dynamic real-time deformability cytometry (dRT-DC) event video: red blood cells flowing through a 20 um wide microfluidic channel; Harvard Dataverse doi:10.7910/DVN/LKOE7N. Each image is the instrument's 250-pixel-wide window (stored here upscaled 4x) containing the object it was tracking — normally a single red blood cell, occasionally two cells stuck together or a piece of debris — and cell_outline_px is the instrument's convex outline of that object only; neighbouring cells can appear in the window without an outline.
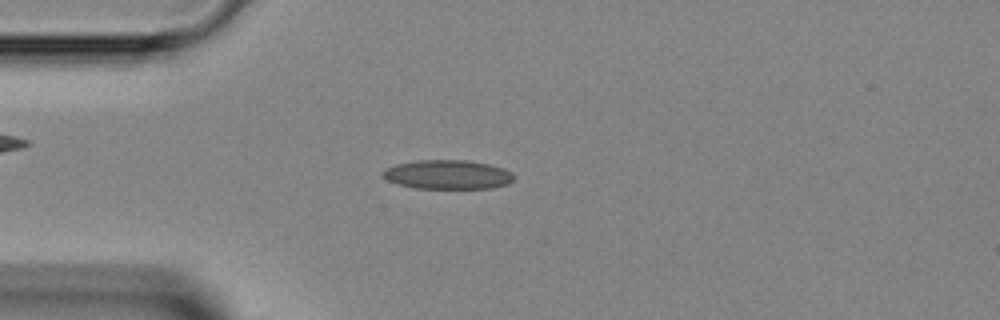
{"species": "Egyptian fruit bat (a non-hibernating species)", "species_latin": "Rousettus aegyptiacus", "temperature_condition": "room temperature", "stored_images_in_passage": 45, "camera_frame_rate_fps": 3000, "um_per_image_px": 0.085, "animal": {"sex": "female"}, "frame": {"image": 1, "passage_image": 11, "time_ms": 3.333, "image_size_px": [1000, 320], "cell_outline_px": [[512, 180], [508, 184], [492, 188], [416, 188], [396, 184], [388, 180], [380, 172], [384, 168], [396, 164], [416, 160], [468, 160], [488, 164], [504, 168], [512, 172]], "centroid_in_image_um": [38.02, 14.83], "position_along_channel_um": 47.0, "area_um2": 22.31}}
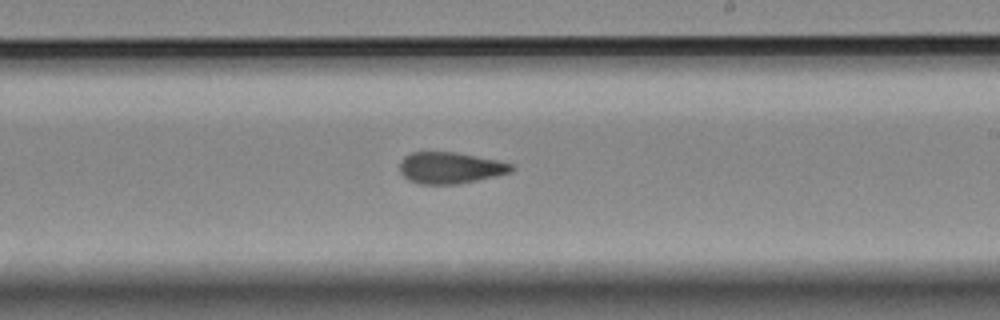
{"frame": {"image": 2, "passage_image": 26, "time_ms": 8.333, "image_size_px": [1000, 320], "cell_outline_px": [[516, 168], [512, 172], [496, 176], [456, 184], [420, 184], [408, 180], [400, 172], [400, 160], [404, 156], [412, 152], [456, 152], [496, 160], [512, 164]], "centroid_in_image_um": [38.26, 14.26], "position_along_channel_um": 250.7, "area_um2": 20.46}}
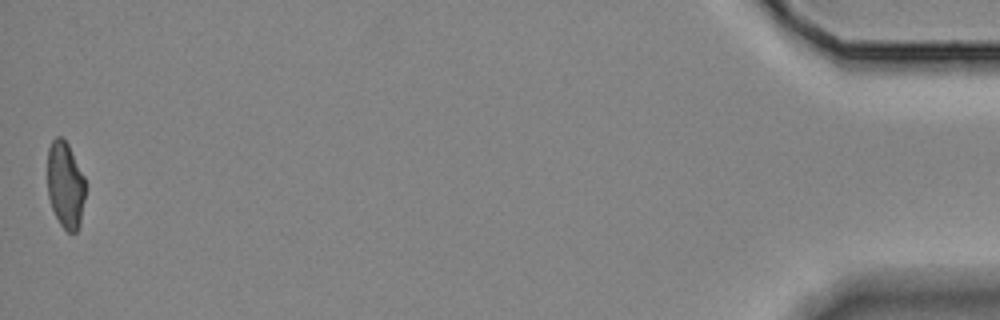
{"frame": {"image": 3, "passage_image": 45, "time_ms": 14.667, "image_size_px": [1000, 320], "cell_outline_px": [[88, 184], [80, 224], [76, 232], [68, 232], [60, 224], [52, 208], [48, 196], [48, 148], [52, 140], [56, 136], [60, 136], [68, 144]], "centroid_in_image_um": [5.59, 15.73], "position_along_channel_um": 429.6, "area_um2": 19.42}}